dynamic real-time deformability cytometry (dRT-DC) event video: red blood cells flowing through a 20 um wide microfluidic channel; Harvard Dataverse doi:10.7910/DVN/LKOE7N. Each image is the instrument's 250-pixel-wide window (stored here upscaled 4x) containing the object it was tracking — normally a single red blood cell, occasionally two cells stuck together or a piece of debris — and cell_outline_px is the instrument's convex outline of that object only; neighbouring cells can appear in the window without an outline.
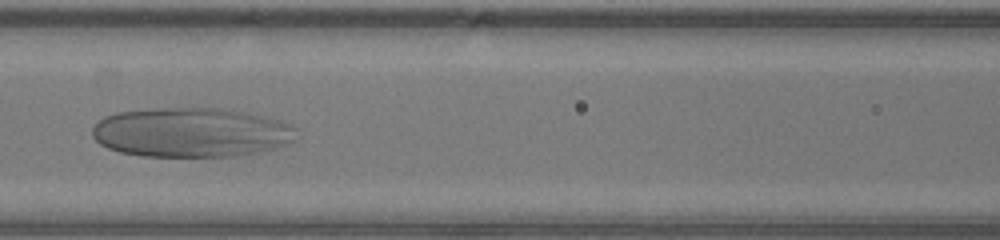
{"species": "human", "species_latin": "Homo sapiens", "temperature_condition": "warm", "stored_images_in_passage": 44, "camera_frame_rate_fps": 3000, "um_per_image_px": 0.085, "donor": {"sex": "male"}, "frame": {"image": 1, "passage_image": 16, "time_ms": 5.0, "image_size_px": [1000, 240], "cell_outline_px": [[296, 140], [288, 144], [256, 152], [236, 156], [140, 156], [120, 152], [108, 148], [100, 144], [92, 136], [92, 128], [104, 116], [116, 112], [164, 108], [232, 108], [280, 120], [292, 124], [296, 128]], "centroid_in_image_um": [16.28, 11.24], "position_along_channel_um": 150.3, "area_um2": 59.25}}
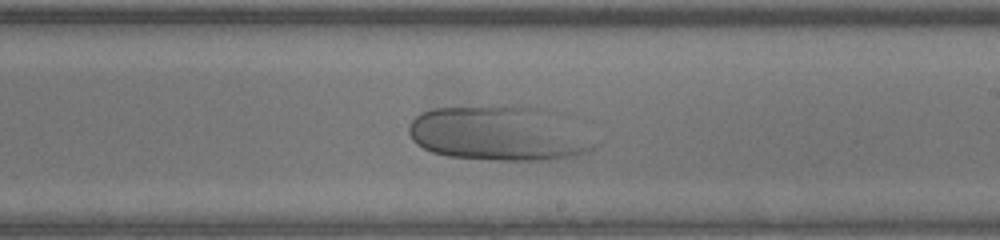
{"frame": {"image": 2, "passage_image": 23, "time_ms": 7.333, "image_size_px": [1000, 240], "cell_outline_px": [[600, 144], [576, 156], [544, 160], [496, 160], [448, 156], [432, 152], [416, 144], [412, 140], [408, 132], [408, 124], [420, 112], [432, 108], [508, 104], [540, 108]], "centroid_in_image_um": [42.26, 11.34], "position_along_channel_um": 246.7, "area_um2": 58.67}}
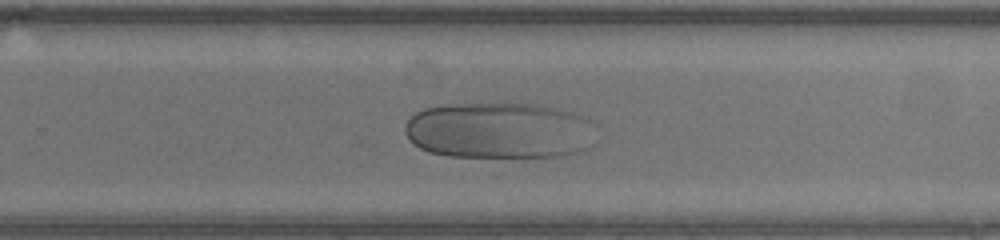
{"frame": {"image": 3, "passage_image": 26, "time_ms": 8.333, "image_size_px": [1000, 240], "cell_outline_px": [[588, 120], [584, 148], [580, 152], [560, 156], [448, 156], [428, 152], [420, 148], [404, 132], [404, 124], [416, 112], [424, 108], [444, 104], [536, 104], [556, 108], [572, 112]], "centroid_in_image_um": [42.27, 11.08], "position_along_channel_um": 287.5, "area_um2": 61.33}}